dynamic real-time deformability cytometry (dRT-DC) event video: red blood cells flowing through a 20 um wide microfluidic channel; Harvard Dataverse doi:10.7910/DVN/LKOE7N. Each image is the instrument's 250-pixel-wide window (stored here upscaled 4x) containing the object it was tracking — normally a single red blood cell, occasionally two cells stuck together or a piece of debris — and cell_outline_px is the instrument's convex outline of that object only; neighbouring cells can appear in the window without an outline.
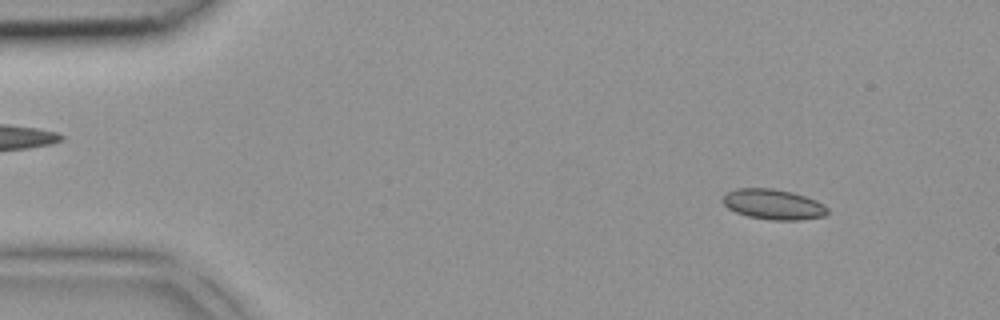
{"species": "common noctule bat (a hibernating species)", "species_latin": "Nyctalus noctula", "temperature_condition": "room temperature", "stored_images_in_passage": 3, "camera_frame_rate_fps": 3000, "um_per_image_px": 0.085, "animal": {"sex": "female", "body_mass_g": 18.4}, "frame": {"image": 1, "passage_image": 1, "time_ms": 0.0, "image_size_px": [1000, 320], "cell_outline_px": [[828, 212], [824, 216], [800, 220], [768, 220], [748, 216], [736, 212], [728, 208], [720, 200], [728, 192], [736, 188], [772, 188], [792, 192], [816, 200], [824, 204], [828, 208]], "centroid_in_image_um": [65.73, 17.37], "position_along_channel_um": 19.3, "area_um2": 18.55}}
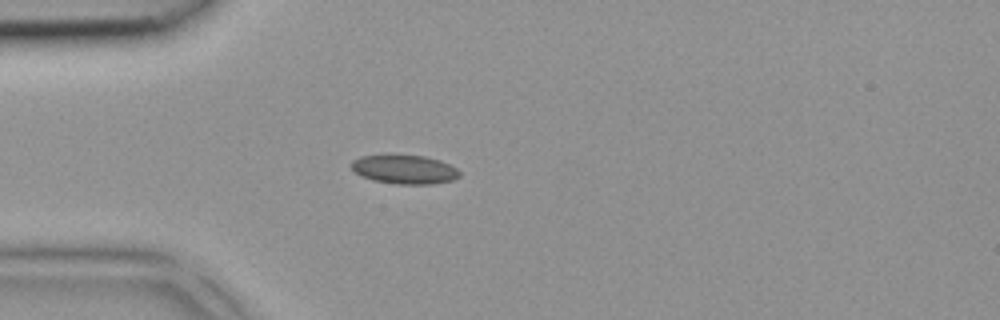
{"frame": {"image": 2, "passage_image": 3, "time_ms": 0.667, "image_size_px": [1000, 320], "cell_outline_px": [[460, 176], [452, 180], [432, 184], [396, 184], [372, 180], [356, 172], [352, 168], [352, 160], [360, 156], [424, 156], [440, 160], [456, 168], [460, 172]], "centroid_in_image_um": [34.41, 14.41], "position_along_channel_um": 50.6, "area_um2": 17.86}}